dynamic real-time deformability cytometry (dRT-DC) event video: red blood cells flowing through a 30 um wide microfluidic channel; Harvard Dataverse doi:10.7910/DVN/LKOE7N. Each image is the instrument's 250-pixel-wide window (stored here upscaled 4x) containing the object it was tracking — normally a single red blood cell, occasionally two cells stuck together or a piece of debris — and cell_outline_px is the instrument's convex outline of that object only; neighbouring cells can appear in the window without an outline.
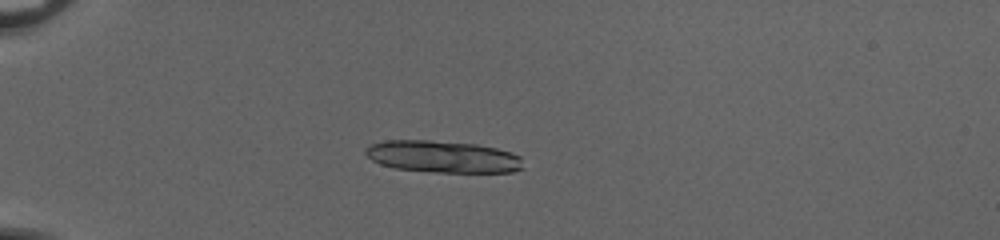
{"species": "common noctule bat (a hibernating species)", "species_latin": "Nyctalus noctula", "temperature_condition": "cold", "stored_images_in_passage": 24, "camera_frame_rate_fps": 3000, "um_per_image_px": 0.085, "animal": {"sex": "female", "body_mass_g": 20.0, "forearm_length_mm": 54.0}, "frame": {"image": 1, "passage_image": 17, "time_ms": 5.333, "image_size_px": [1000, 240], "cell_outline_px": [[524, 168], [512, 172], [436, 172], [396, 168], [380, 164], [372, 160], [364, 152], [364, 148], [372, 144], [384, 140], [428, 140], [476, 144], [496, 148], [512, 152], [520, 156]], "centroid_in_image_um": [37.65, 13.31], "position_along_channel_um": 47.4, "area_um2": 29.36}}